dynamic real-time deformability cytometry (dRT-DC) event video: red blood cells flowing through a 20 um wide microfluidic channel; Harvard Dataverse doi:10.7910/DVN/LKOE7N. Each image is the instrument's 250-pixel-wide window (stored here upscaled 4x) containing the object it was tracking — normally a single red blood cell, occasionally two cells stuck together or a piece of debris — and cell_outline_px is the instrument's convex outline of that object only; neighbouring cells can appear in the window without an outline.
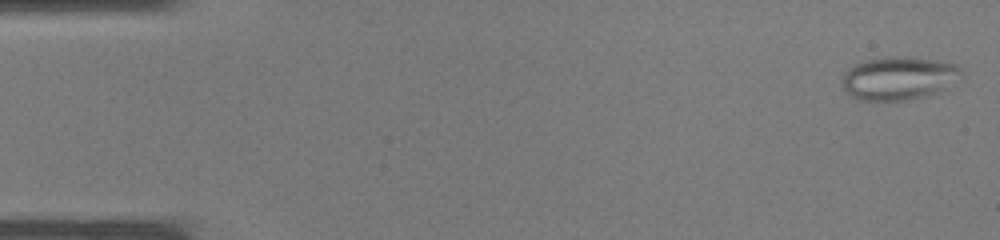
{"species": "common noctule bat (a hibernating species)", "species_latin": "Nyctalus noctula", "temperature_condition": "warm", "stored_images_in_passage": 37, "camera_frame_rate_fps": 3000, "um_per_image_px": 0.085, "animal": {"sex": "male", "body_mass_g": 19.0, "forearm_length_mm": 50.8}, "frame": {"image": 1, "passage_image": 1, "time_ms": 0.0, "image_size_px": [1000, 240], "cell_outline_px": [[960, 72], [936, 92], [924, 96], [908, 100], [860, 100], [844, 92], [844, 72], [856, 64], [868, 60], [888, 56], [916, 56], [956, 64], [960, 68]], "centroid_in_image_um": [76.31, 6.62], "position_along_channel_um": 8.7, "area_um2": 29.25}}
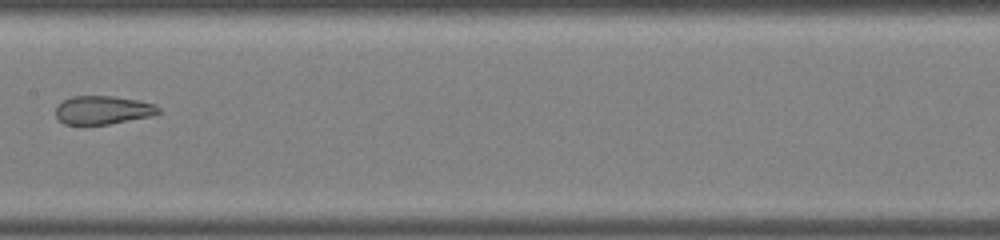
{"frame": {"image": 2, "passage_image": 19, "time_ms": 6.0, "image_size_px": [1000, 240], "cell_outline_px": [[164, 112], [152, 116], [108, 124], [64, 124], [56, 116], [56, 104], [72, 96], [112, 96], [136, 100], [152, 104], [160, 108]], "centroid_in_image_um": [8.75, 9.35], "position_along_channel_um": 198.7, "area_um2": 16.99}}
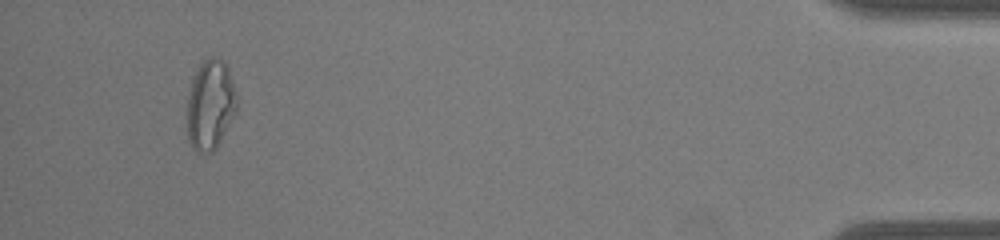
{"frame": {"image": 3, "passage_image": 35, "time_ms": 11.333, "image_size_px": [1000, 240], "cell_outline_px": [[236, 108], [216, 148], [212, 152], [196, 152], [192, 148], [188, 140], [188, 96], [192, 76], [200, 60], [212, 56], [224, 60], [228, 68], [236, 92]], "centroid_in_image_um": [17.85, 8.84], "position_along_channel_um": 417.4, "area_um2": 25.95}}